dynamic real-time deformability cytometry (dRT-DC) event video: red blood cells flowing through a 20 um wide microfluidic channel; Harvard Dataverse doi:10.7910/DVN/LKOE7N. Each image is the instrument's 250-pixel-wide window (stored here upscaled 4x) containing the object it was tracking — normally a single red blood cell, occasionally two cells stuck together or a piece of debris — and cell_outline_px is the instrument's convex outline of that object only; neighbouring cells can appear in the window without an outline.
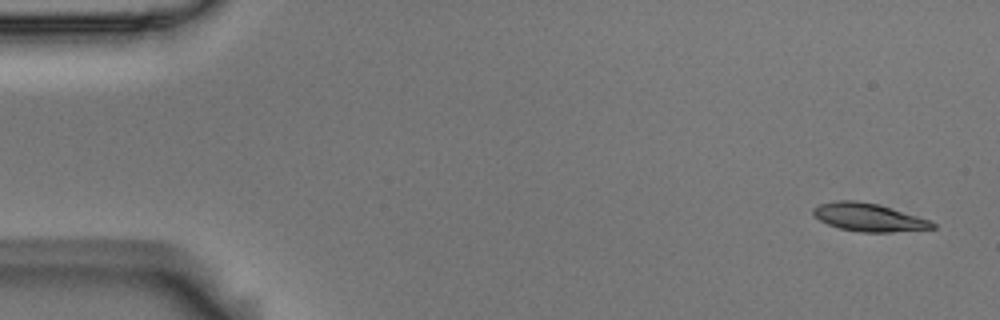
{"species": "Egyptian fruit bat (a non-hibernating species)", "species_latin": "Rousettus aegyptiacus", "temperature_condition": "room temperature", "stored_images_in_passage": 13, "camera_frame_rate_fps": 3000, "um_per_image_px": 0.085, "animal": {"sex": "male"}, "frame": {"image": 1, "passage_image": 1, "time_ms": 0.0, "image_size_px": [1000, 320], "cell_outline_px": [[936, 228], [892, 232], [860, 232], [840, 228], [828, 224], [820, 220], [812, 212], [812, 208], [820, 204], [836, 200], [856, 200], [876, 204], [932, 220], [936, 224]], "centroid_in_image_um": [73.85, 18.47], "position_along_channel_um": 11.1, "area_um2": 19.36}}
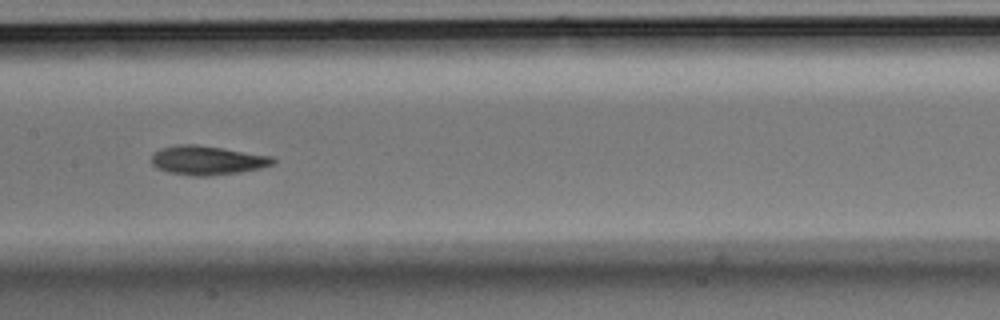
{"frame": {"image": 2, "passage_image": 7, "time_ms": 2.0, "image_size_px": [1000, 320], "cell_outline_px": [[276, 164], [260, 168], [240, 172], [208, 176], [192, 176], [168, 172], [156, 168], [152, 164], [152, 152], [160, 148], [176, 144], [196, 144], [272, 156], [276, 160]], "centroid_in_image_um": [17.6, 13.62], "position_along_channel_um": 189.8, "area_um2": 20.75}}
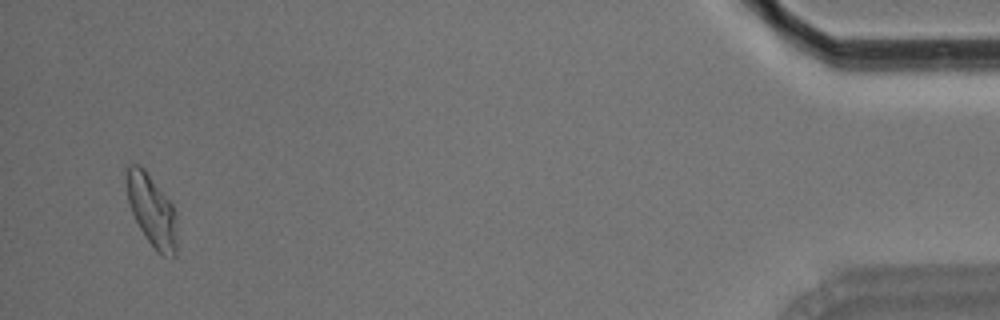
{"frame": {"image": 3, "passage_image": 13, "time_ms": 4.0, "image_size_px": [1000, 320], "cell_outline_px": [[176, 256], [164, 256], [156, 252], [140, 228], [132, 212], [128, 200], [128, 164], [140, 164], [144, 168], [172, 204], [176, 212]], "centroid_in_image_um": [12.94, 17.92], "position_along_channel_um": 422.3, "area_um2": 20.63}}